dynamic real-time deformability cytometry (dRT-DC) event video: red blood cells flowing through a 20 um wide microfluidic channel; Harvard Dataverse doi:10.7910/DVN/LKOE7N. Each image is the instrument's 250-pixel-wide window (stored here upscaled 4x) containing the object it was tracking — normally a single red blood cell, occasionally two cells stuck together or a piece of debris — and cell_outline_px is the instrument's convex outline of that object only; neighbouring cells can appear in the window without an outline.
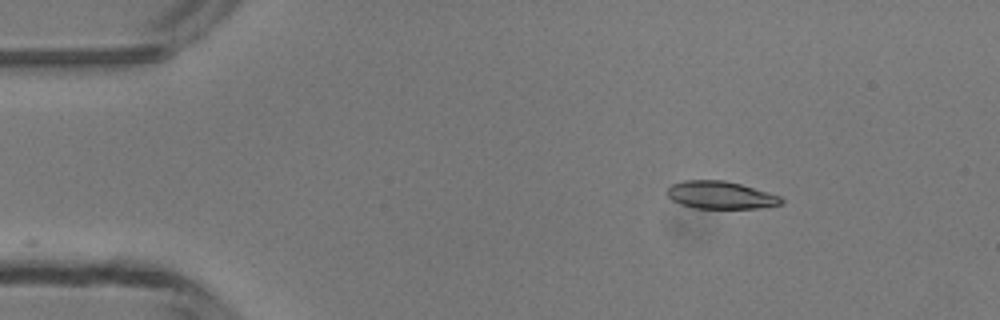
{"species": "common noctule bat (a hibernating species)", "species_latin": "Nyctalus noctula", "temperature_condition": "room temperature", "stored_images_in_passage": 42, "camera_frame_rate_fps": 3000, "um_per_image_px": 0.085, "animal": {"sex": "male", "body_mass_g": 13.3}, "frame": {"image": 1, "passage_image": 1, "time_ms": 0.0, "image_size_px": [1000, 320], "cell_outline_px": [[784, 200], [780, 204], [760, 208], [696, 208], [680, 204], [672, 200], [664, 192], [672, 184], [684, 180], [724, 180], [740, 184], [780, 196]], "centroid_in_image_um": [61.2, 16.58], "position_along_channel_um": 23.8, "area_um2": 18.26}}
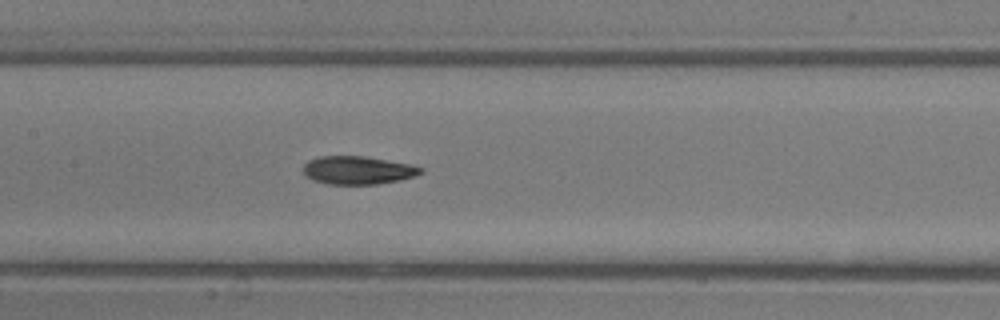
{"frame": {"image": 2, "passage_image": 17, "time_ms": 5.333, "image_size_px": [1000, 320], "cell_outline_px": [[424, 172], [416, 176], [400, 180], [376, 184], [328, 184], [312, 180], [304, 176], [304, 164], [308, 160], [320, 156], [364, 156], [412, 164], [424, 168]], "centroid_in_image_um": [30.44, 14.47], "position_along_channel_um": 177.0, "area_um2": 19.48}}
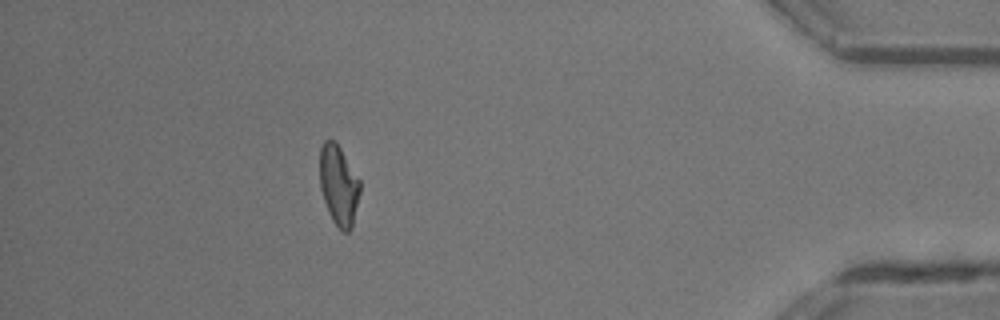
{"frame": {"image": 3, "passage_image": 37, "time_ms": 12.0, "image_size_px": [1000, 320], "cell_outline_px": [[360, 192], [352, 228], [348, 232], [344, 232], [332, 220], [328, 212], [320, 188], [320, 148], [324, 140], [336, 140], [360, 180]], "centroid_in_image_um": [28.79, 15.72], "position_along_channel_um": 406.4, "area_um2": 18.84}}